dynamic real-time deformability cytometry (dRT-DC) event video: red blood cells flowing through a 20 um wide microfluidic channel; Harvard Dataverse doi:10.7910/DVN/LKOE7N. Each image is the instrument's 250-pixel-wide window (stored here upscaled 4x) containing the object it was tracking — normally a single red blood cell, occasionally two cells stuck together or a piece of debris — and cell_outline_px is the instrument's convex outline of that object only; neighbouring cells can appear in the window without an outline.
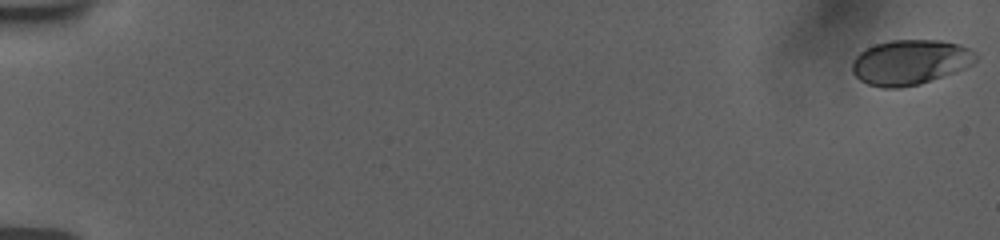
{"species": "human", "species_latin": "Homo sapiens", "temperature_condition": "room temperature", "stored_images_in_passage": 67, "camera_frame_rate_fps": 3000, "um_per_image_px": 0.085, "donor": {"sex": "female"}, "frame": {"image": 1, "passage_image": 1, "time_ms": 0.0, "image_size_px": [1000, 240], "cell_outline_px": [[976, 60], [972, 64], [952, 72], [920, 84], [900, 88], [884, 88], [868, 84], [860, 80], [852, 72], [852, 60], [860, 52], [876, 44], [892, 40], [940, 40], [960, 44], [976, 52]], "centroid_in_image_um": [77.34, 5.28], "position_along_channel_um": 7.7, "area_um2": 32.19}}
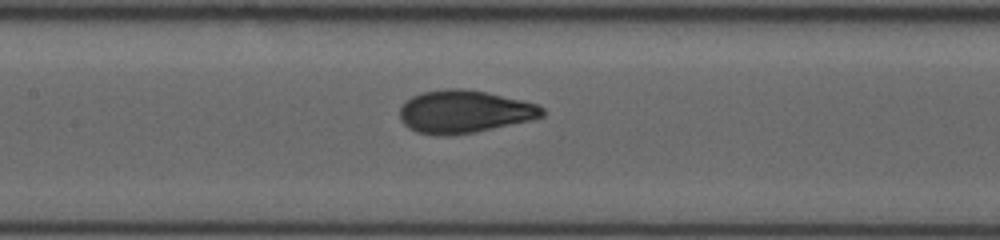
{"frame": {"image": 2, "passage_image": 35, "time_ms": 9.333, "image_size_px": [1000, 240], "cell_outline_px": [[544, 116], [528, 120], [472, 132], [436, 136], [416, 132], [408, 128], [400, 120], [400, 108], [412, 96], [420, 92], [444, 88], [464, 88], [484, 92], [520, 100], [536, 104], [544, 108]], "centroid_in_image_um": [39.4, 9.48], "position_along_channel_um": 168.0, "area_um2": 35.03}}
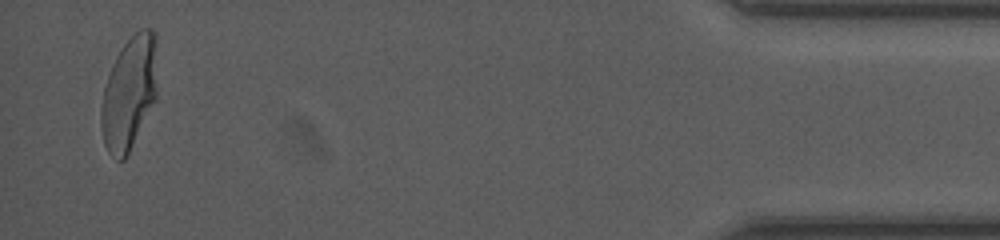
{"frame": {"image": 3, "passage_image": 67, "time_ms": 18.0, "image_size_px": [1000, 240], "cell_outline_px": [[156, 96], [124, 160], [116, 160], [108, 152], [104, 144], [100, 128], [100, 112], [104, 88], [112, 64], [116, 56], [124, 44], [140, 28], [152, 28], [156, 32]], "centroid_in_image_um": [10.96, 7.87], "position_along_channel_um": 424.2, "area_um2": 36.7}, "authors_computed_cell_mechanics": {"area_um2": 34.7956, "velocity_mm_per_s": 3.7773, "shape_relaxation_time_tau1_ms": 4.9827, "shape_relaxation_time_tau2_ms": null, "deformation_change_tau1": 0.1886, "deformation_change_tau2": null}}